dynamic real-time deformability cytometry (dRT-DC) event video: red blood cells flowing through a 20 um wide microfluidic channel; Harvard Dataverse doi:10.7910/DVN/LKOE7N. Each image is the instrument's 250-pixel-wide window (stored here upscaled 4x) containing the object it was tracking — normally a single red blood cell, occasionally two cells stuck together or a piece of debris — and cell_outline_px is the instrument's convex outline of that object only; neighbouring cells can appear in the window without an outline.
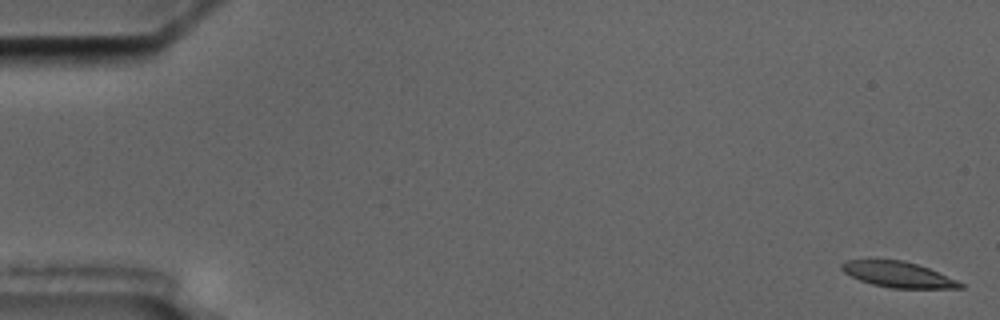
{"species": "common noctule bat (a hibernating species)", "species_latin": "Nyctalus noctula", "temperature_condition": "cold", "stored_images_in_passage": 8, "camera_frame_rate_fps": 3000, "um_per_image_px": 0.085, "animal": {"sex": "male", "body_mass_g": 17.5, "forearm_length_mm": 52.3}, "frame": {"image": 1, "passage_image": 1, "time_ms": 0.0, "image_size_px": [1000, 320], "cell_outline_px": [[964, 288], [892, 288], [872, 284], [860, 280], [844, 272], [840, 268], [840, 264], [848, 260], [904, 260], [928, 268], [956, 280], [964, 284]], "centroid_in_image_um": [76.33, 23.33], "position_along_channel_um": 8.7, "area_um2": 17.46}}
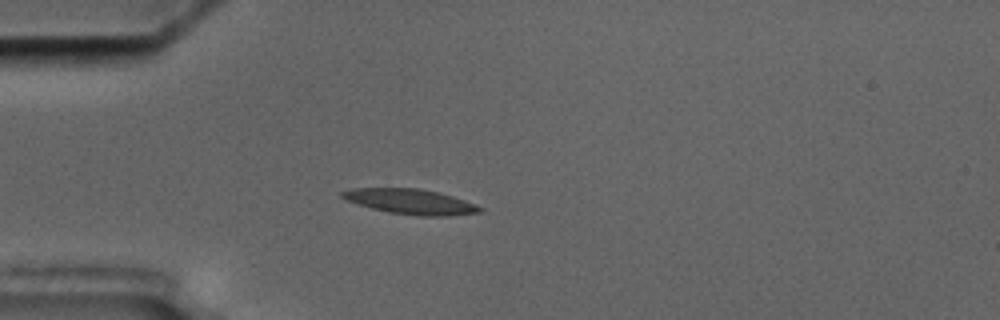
{"frame": {"image": 2, "passage_image": 5, "time_ms": 5.0, "image_size_px": [1000, 320], "cell_outline_px": [[484, 208], [480, 212], [448, 216], [420, 216], [388, 212], [372, 208], [348, 200], [340, 196], [340, 192], [352, 188], [420, 188], [452, 196], [476, 204]], "centroid_in_image_um": [34.91, 17.13], "position_along_channel_um": 50.1, "area_um2": 20.0}}